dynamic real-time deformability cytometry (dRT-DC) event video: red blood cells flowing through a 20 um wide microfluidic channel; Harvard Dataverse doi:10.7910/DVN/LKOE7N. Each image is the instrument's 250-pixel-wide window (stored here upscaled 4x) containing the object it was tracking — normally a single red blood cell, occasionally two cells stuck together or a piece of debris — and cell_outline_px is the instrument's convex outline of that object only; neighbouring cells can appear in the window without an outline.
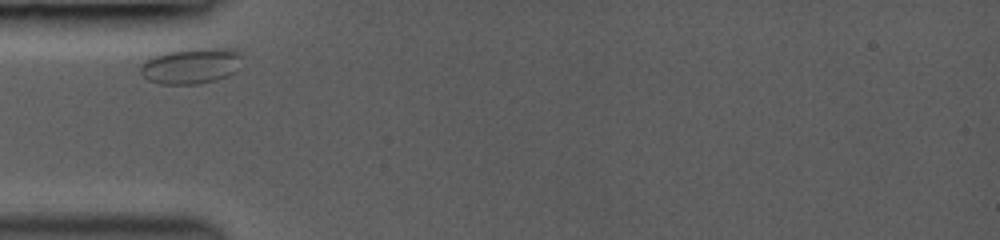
{"species": "common noctule bat (a hibernating species)", "species_latin": "Nyctalus noctula", "temperature_condition": "room temperature", "stored_images_in_passage": 7, "camera_frame_rate_fps": 3000, "um_per_image_px": 0.085, "animal": {"sex": "female", "body_mass_g": 19.0, "forearm_length_mm": 53.3}, "frame": {"image": 1, "passage_image": 1, "time_ms": 0.0, "image_size_px": [1000, 240], "cell_outline_px": [[240, 56], [236, 72], [228, 76], [216, 80], [200, 84], [160, 84], [148, 80], [140, 72], [140, 64], [144, 60], [152, 56], [164, 52], [188, 48], [232, 48], [240, 52]], "centroid_in_image_um": [16.21, 5.59], "position_along_channel_um": 68.8, "area_um2": 21.5}}
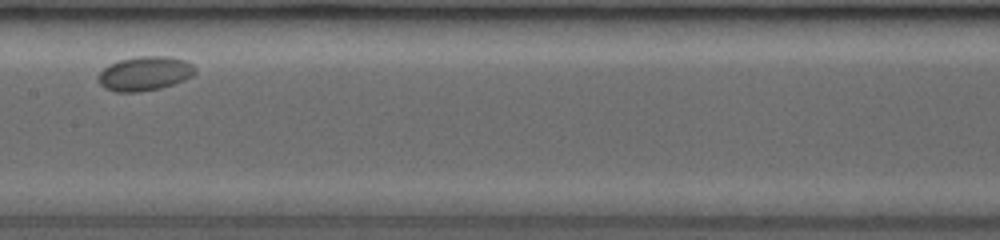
{"frame": {"image": 2, "passage_image": 5, "time_ms": 3.667, "image_size_px": [1000, 240], "cell_outline_px": [[196, 72], [192, 76], [184, 80], [160, 88], [140, 92], [116, 92], [104, 88], [96, 80], [100, 72], [108, 64], [120, 60], [140, 56], [168, 56], [184, 60], [192, 64], [196, 68]], "centroid_in_image_um": [12.29, 6.25], "position_along_channel_um": 195.1, "area_um2": 19.42}}
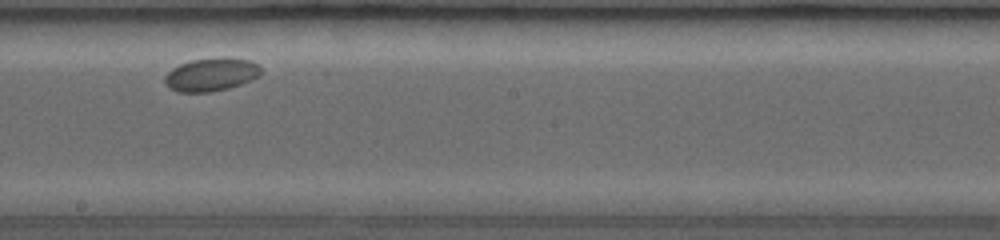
{"frame": {"image": 3, "passage_image": 6, "time_ms": 4.667, "image_size_px": [1000, 240], "cell_outline_px": [[260, 76], [240, 84], [228, 88], [212, 92], [180, 92], [168, 88], [164, 84], [164, 76], [172, 68], [180, 64], [192, 60], [220, 56], [252, 60], [260, 64]], "centroid_in_image_um": [17.95, 6.32], "position_along_channel_um": 230.3, "area_um2": 18.9}}